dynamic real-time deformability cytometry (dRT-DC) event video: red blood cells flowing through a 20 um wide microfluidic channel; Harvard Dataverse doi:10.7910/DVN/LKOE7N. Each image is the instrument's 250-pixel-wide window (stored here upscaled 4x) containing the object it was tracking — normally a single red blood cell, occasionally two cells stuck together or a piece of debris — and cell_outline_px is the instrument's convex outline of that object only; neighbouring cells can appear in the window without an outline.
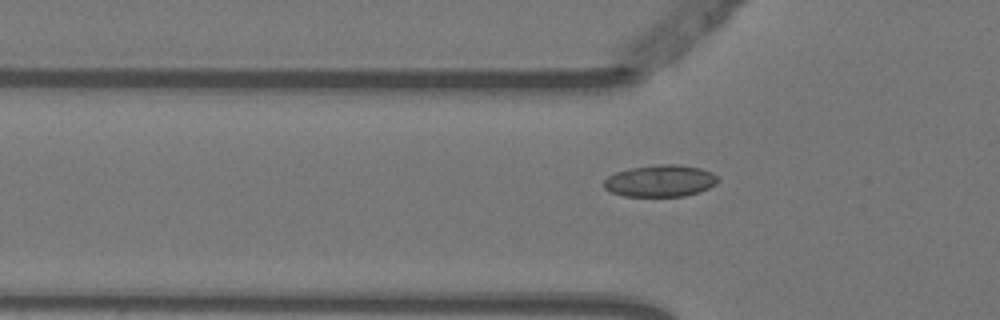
{"species": "Egyptian fruit bat (a non-hibernating species)", "species_latin": "Rousettus aegyptiacus", "temperature_condition": "warm", "stored_images_in_passage": 7, "camera_frame_rate_fps": 3000, "um_per_image_px": 0.085, "animal": {"sex": "female"}, "frame": {"image": 1, "passage_image": 7, "time_ms": 2.0, "image_size_px": [1000, 320], "cell_outline_px": [[720, 180], [716, 184], [700, 192], [684, 196], [624, 196], [612, 192], [604, 188], [604, 180], [608, 176], [616, 172], [632, 168], [660, 164], [680, 164], [700, 168], [712, 172]], "centroid_in_image_um": [56.15, 15.37], "position_along_channel_um": 69.7, "area_um2": 21.15}}